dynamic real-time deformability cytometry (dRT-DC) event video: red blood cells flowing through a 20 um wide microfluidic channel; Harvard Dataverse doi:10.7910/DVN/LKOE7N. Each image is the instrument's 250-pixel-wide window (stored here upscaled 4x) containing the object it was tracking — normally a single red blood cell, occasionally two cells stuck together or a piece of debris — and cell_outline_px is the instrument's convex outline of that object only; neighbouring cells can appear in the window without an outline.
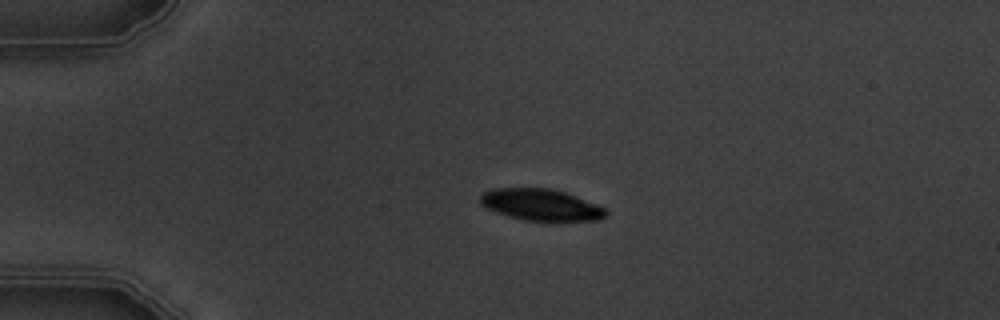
{"species": "common noctule bat (a hibernating species)", "species_latin": "Nyctalus noctula", "temperature_condition": "warm", "stored_images_in_passage": 4, "camera_frame_rate_fps": 3000, "um_per_image_px": 0.085, "animal": {"sex": "male", "body_mass_g": 19.5, "forearm_length_mm": 54.6}, "frame": {"image": 1, "passage_image": 3, "time_ms": 2.333, "image_size_px": [1000, 320], "cell_outline_px": [[608, 212], [600, 220], [524, 220], [508, 216], [496, 212], [480, 204], [480, 196], [484, 192], [492, 188], [548, 188], [564, 192], [596, 204], [604, 208]], "centroid_in_image_um": [45.94, 17.4], "position_along_channel_um": 39.1, "area_um2": 22.72}}